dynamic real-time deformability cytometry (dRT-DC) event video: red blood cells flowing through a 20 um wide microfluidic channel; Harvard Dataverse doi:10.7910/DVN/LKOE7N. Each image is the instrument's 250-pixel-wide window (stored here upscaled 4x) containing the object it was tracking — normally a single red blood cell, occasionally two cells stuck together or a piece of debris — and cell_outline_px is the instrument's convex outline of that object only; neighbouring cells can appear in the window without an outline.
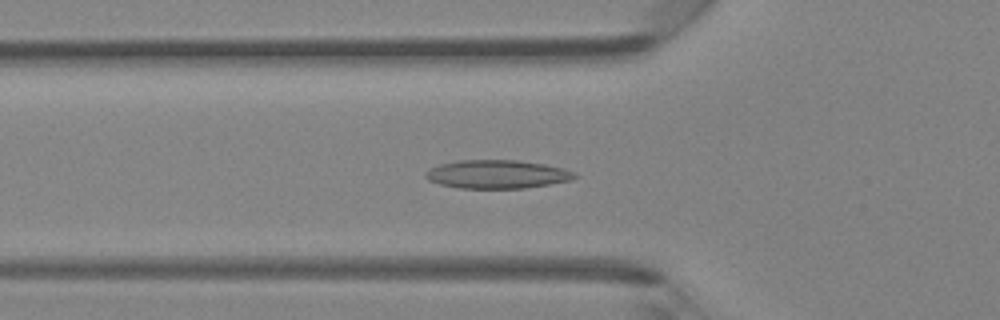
{"species": "Egyptian fruit bat (a non-hibernating species)", "species_latin": "Rousettus aegyptiacus", "temperature_condition": "room temperature", "stored_images_in_passage": 47, "segment_of_instrument_passage": [1, 2], "camera_frame_rate_fps": 3000, "um_per_image_px": 0.085, "animal": {"sex": "female"}, "frame": {"image": 1, "passage_image": 16, "time_ms": 5.0, "image_size_px": [1000, 320], "cell_outline_px": [[576, 176], [572, 180], [524, 188], [460, 188], [440, 184], [428, 180], [424, 176], [428, 168], [440, 164], [456, 160], [516, 160], [544, 164], [564, 168], [576, 172]], "centroid_in_image_um": [42.23, 14.8], "position_along_channel_um": 83.6, "area_um2": 24.74}}
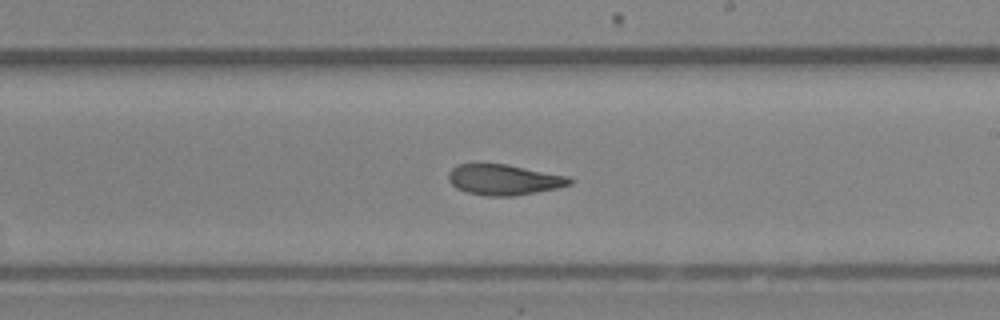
{"frame": {"image": 2, "passage_image": 27, "time_ms": 8.667, "image_size_px": [1000, 320], "cell_outline_px": [[572, 184], [556, 188], [536, 192], [512, 196], [484, 196], [468, 192], [456, 188], [448, 180], [448, 172], [456, 164], [508, 164], [572, 176]], "centroid_in_image_um": [42.86, 15.26], "position_along_channel_um": 246.1, "area_um2": 21.85}}
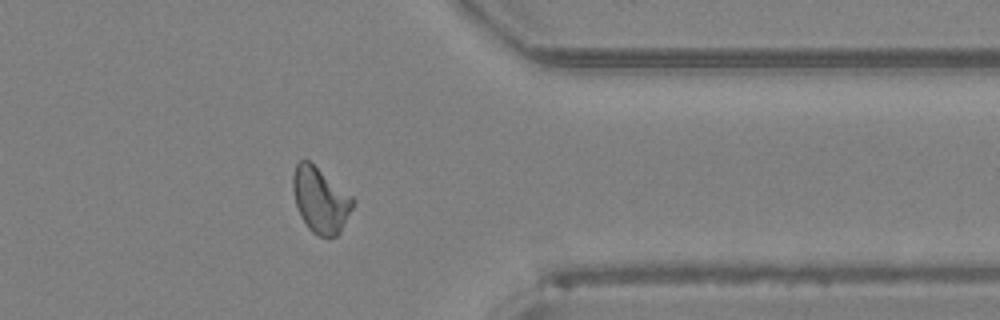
{"frame": {"image": 3, "passage_image": 37, "time_ms": 12.0, "image_size_px": [1000, 320], "cell_outline_px": [[356, 200], [340, 232], [336, 236], [320, 236], [312, 232], [308, 228], [300, 216], [296, 204], [292, 188], [292, 176], [296, 164], [300, 160], [308, 160], [352, 196]], "centroid_in_image_um": [27.22, 17.0], "position_along_channel_um": 384.2, "area_um2": 22.6}}